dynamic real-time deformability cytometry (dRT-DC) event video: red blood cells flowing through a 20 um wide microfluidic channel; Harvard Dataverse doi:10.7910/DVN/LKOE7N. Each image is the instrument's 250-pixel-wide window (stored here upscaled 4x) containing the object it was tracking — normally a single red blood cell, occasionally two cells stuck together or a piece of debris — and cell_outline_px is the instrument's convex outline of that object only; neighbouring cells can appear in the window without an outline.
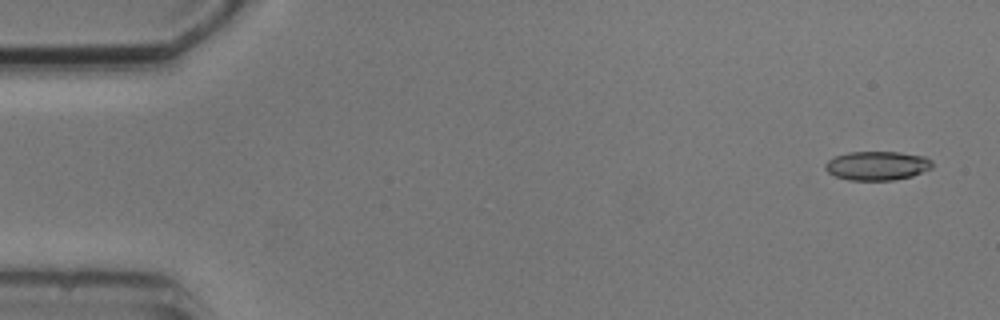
{"species": "common noctule bat (a hibernating species)", "species_latin": "Nyctalus noctula", "temperature_condition": "cold", "stored_images_in_passage": 6, "camera_frame_rate_fps": 3000, "um_per_image_px": 0.085, "animal": {"sex": "male", "body_mass_g": 20.5, "forearm_length_mm": 52.5}, "frame": {"image": 1, "passage_image": 1, "time_ms": 0.0, "image_size_px": [1000, 320], "cell_outline_px": [[932, 168], [912, 176], [892, 180], [848, 180], [836, 176], [828, 172], [824, 168], [824, 164], [828, 160], [836, 156], [848, 152], [900, 152], [924, 156], [932, 160]], "centroid_in_image_um": [74.56, 14.08], "position_along_channel_um": 10.4, "area_um2": 18.09}}
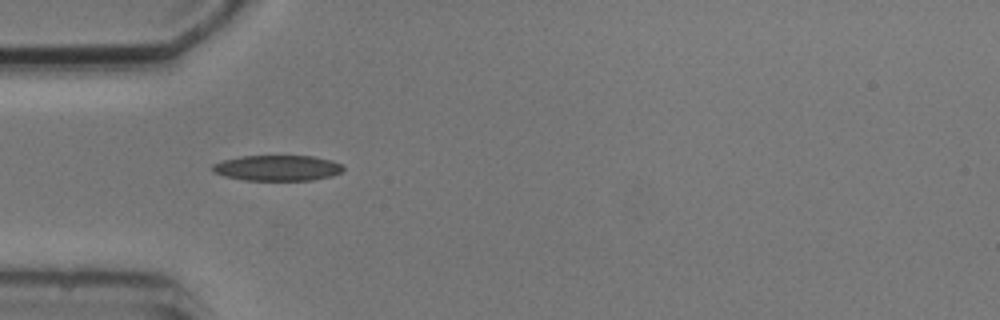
{"frame": {"image": 2, "passage_image": 5, "time_ms": 4.667, "image_size_px": [1000, 320], "cell_outline_px": [[344, 172], [332, 176], [312, 180], [244, 180], [224, 176], [212, 172], [212, 164], [224, 160], [244, 156], [312, 156], [332, 160], [340, 164], [344, 168]], "centroid_in_image_um": [23.6, 14.28], "position_along_channel_um": 61.4, "area_um2": 19.54}}